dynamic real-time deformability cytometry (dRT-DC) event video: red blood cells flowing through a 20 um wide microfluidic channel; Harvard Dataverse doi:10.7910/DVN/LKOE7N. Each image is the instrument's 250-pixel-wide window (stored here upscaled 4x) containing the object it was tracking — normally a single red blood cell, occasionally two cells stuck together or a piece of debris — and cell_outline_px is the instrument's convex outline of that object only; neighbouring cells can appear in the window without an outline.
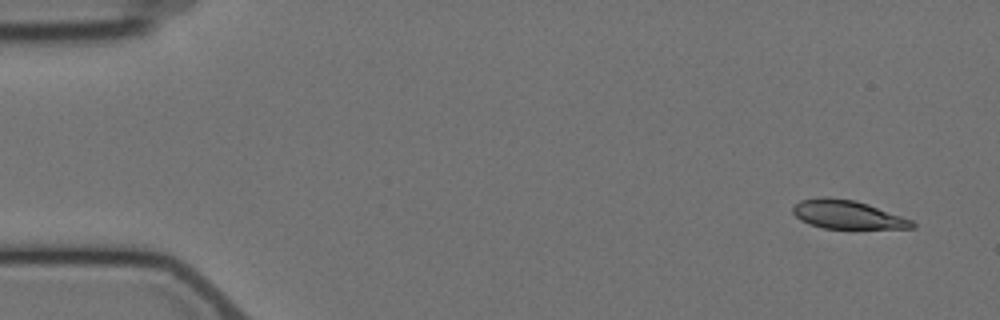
{"species": "Egyptian fruit bat (a non-hibernating species)", "species_latin": "Rousettus aegyptiacus", "temperature_condition": "cold", "stored_images_in_passage": 5, "camera_frame_rate_fps": 3000, "um_per_image_px": 0.085, "animal": {"sex": "female"}, "frame": {"image": 1, "passage_image": 1, "time_ms": 0.0, "image_size_px": [1000, 320], "cell_outline_px": [[916, 228], [824, 228], [800, 220], [792, 212], [792, 208], [800, 200], [820, 196], [828, 196], [856, 200], [868, 204], [912, 220], [916, 224]], "centroid_in_image_um": [72.01, 18.22], "position_along_channel_um": 13.0, "area_um2": 19.77}}
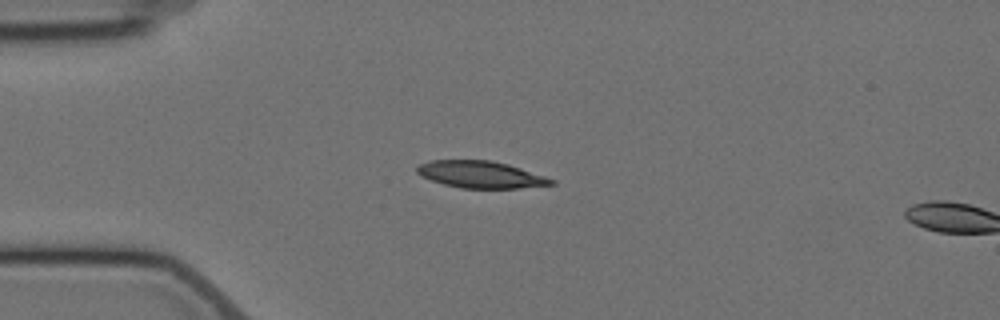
{"frame": {"image": 2, "passage_image": 4, "time_ms": 3.667, "image_size_px": [1000, 320], "cell_outline_px": [[556, 184], [520, 188], [460, 188], [444, 184], [420, 176], [416, 172], [416, 168], [420, 164], [432, 160], [492, 160], [508, 164], [556, 180]], "centroid_in_image_um": [40.86, 14.83], "position_along_channel_um": 44.1, "area_um2": 21.04}}